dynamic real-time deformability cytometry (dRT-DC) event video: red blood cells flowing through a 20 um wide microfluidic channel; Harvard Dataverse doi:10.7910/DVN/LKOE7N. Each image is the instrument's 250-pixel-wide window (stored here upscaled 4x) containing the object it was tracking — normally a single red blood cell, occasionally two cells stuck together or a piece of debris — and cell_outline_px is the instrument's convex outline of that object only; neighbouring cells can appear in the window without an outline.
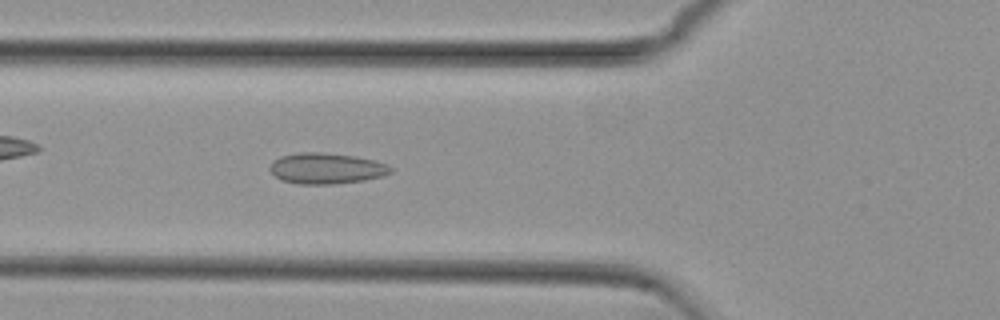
{"species": "common noctule bat (a hibernating species)", "species_latin": "Nyctalus noctula", "temperature_condition": "cold", "stored_images_in_passage": 54, "camera_frame_rate_fps": 3000, "um_per_image_px": 0.085, "animal": {"sex": "female", "body_mass_g": 29.2, "forearm_length_mm": 56.3}, "frame": {"image": 1, "passage_image": 19, "time_ms": 6.0, "image_size_px": [1000, 320], "cell_outline_px": [[392, 172], [384, 176], [364, 180], [336, 184], [300, 184], [280, 180], [268, 168], [272, 160], [280, 156], [300, 152], [324, 152], [356, 156], [388, 164], [392, 168]], "centroid_in_image_um": [27.73, 14.31], "position_along_channel_um": 98.1, "area_um2": 21.96}}
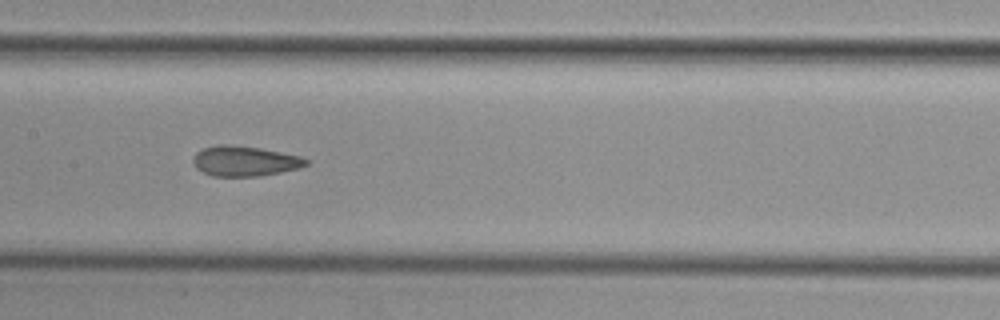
{"frame": {"image": 2, "passage_image": 26, "time_ms": 8.333, "image_size_px": [1000, 320], "cell_outline_px": [[308, 164], [300, 168], [260, 176], [212, 176], [196, 168], [192, 160], [196, 152], [204, 148], [220, 144], [228, 144], [260, 148], [300, 156], [308, 160]], "centroid_in_image_um": [20.79, 13.69], "position_along_channel_um": 186.6, "area_um2": 19.77}}
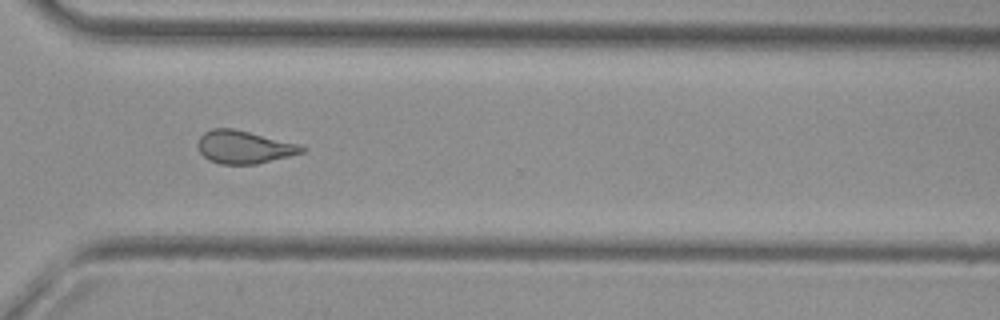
{"frame": {"image": 3, "passage_image": 39, "time_ms": 12.667, "image_size_px": [1000, 320], "cell_outline_px": [[308, 148], [304, 152], [256, 164], [220, 164], [208, 160], [200, 152], [196, 144], [200, 136], [204, 132], [212, 128], [232, 128], [296, 144]], "centroid_in_image_um": [20.68, 12.51], "position_along_channel_um": 349.9, "area_um2": 19.65}, "authors_computed_cell_mechanics": {"area_um2": 20.4323, "velocity_mm_per_s": 3.7692, "shape_relaxation_time_tau1_ms": null, "shape_relaxation_time_tau2_ms": 1.8735, "deformation_change_tau1": null, "deformation_change_tau2": 0.0901}}